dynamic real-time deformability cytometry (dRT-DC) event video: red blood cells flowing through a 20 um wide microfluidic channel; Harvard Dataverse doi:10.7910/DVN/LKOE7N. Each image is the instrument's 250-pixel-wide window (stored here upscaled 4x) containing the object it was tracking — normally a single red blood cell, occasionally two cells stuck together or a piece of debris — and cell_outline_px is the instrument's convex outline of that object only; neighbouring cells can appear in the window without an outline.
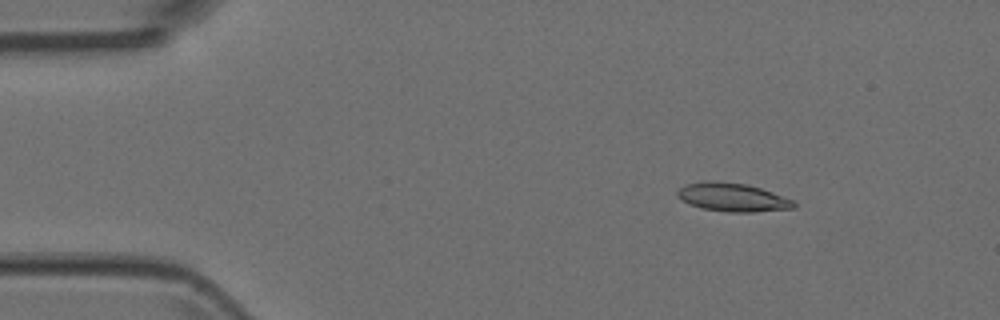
{"species": "Egyptian fruit bat (a non-hibernating species)", "species_latin": "Rousettus aegyptiacus", "temperature_condition": "room temperature", "stored_images_in_passage": 4, "camera_frame_rate_fps": 3000, "um_per_image_px": 0.085, "animal": {"sex": "female"}, "frame": {"image": 1, "passage_image": 2, "time_ms": 0.333, "image_size_px": [1000, 320], "cell_outline_px": [[796, 208], [752, 212], [728, 212], [704, 208], [692, 204], [676, 196], [676, 192], [680, 188], [688, 184], [708, 180], [712, 180], [748, 184], [772, 192], [792, 200], [796, 204]], "centroid_in_image_um": [62.29, 16.76], "position_along_channel_um": 22.7, "area_um2": 19.07}}